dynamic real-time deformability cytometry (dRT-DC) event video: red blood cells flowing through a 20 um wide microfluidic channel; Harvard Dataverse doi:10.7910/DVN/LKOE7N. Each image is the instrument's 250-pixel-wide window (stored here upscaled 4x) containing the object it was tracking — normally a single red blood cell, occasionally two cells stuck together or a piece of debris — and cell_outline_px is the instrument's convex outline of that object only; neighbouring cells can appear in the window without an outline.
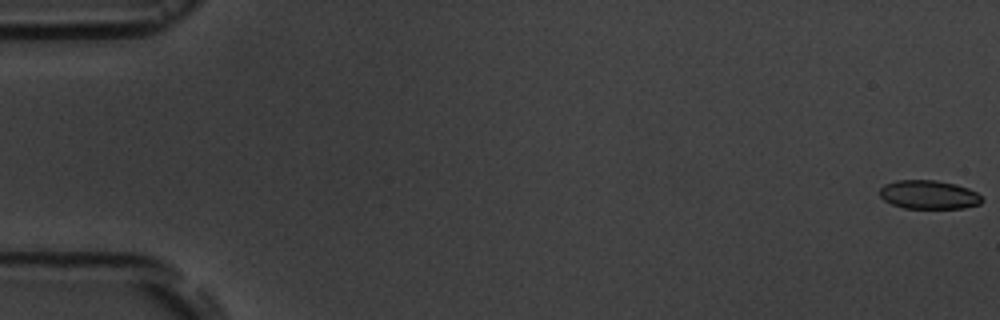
{"species": "common noctule bat (a hibernating species)", "species_latin": "Nyctalus noctula", "temperature_condition": "room temperature", "stored_images_in_passage": 57, "camera_frame_rate_fps": 3000, "um_per_image_px": 0.085, "animal": {"sex": "male", "body_mass_g": 19.5, "forearm_length_mm": 54.6}, "frame": {"image": 1, "passage_image": 1, "time_ms": 0.0, "image_size_px": [1000, 320], "cell_outline_px": [[984, 200], [980, 204], [964, 208], [904, 208], [892, 204], [884, 200], [880, 196], [880, 188], [884, 184], [896, 180], [936, 180], [956, 184], [968, 188], [976, 192]], "centroid_in_image_um": [78.95, 16.54], "position_along_channel_um": 6.1, "area_um2": 17.17}}
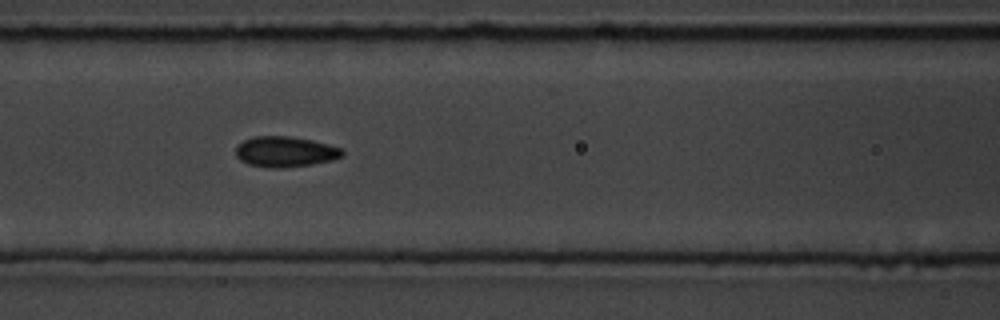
{"frame": {"image": 2, "passage_image": 25, "time_ms": 8.0, "image_size_px": [1000, 320], "cell_outline_px": [[344, 156], [332, 160], [312, 164], [280, 168], [268, 168], [248, 164], [240, 160], [236, 156], [236, 144], [252, 136], [288, 136], [312, 140], [344, 148]], "centroid_in_image_um": [24.24, 12.89], "position_along_channel_um": 142.4, "area_um2": 19.19}}
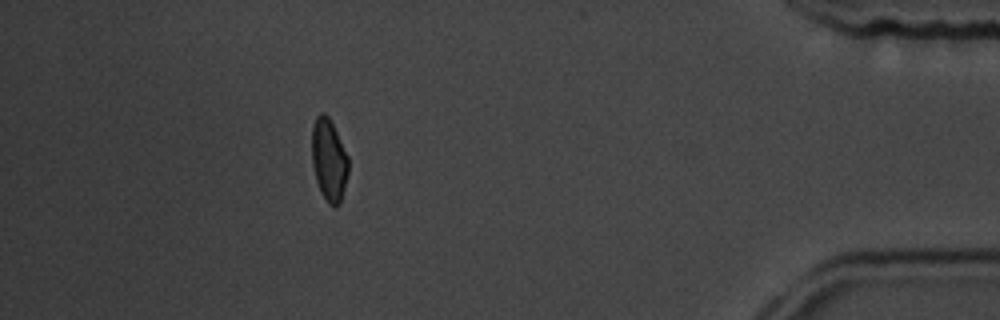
{"frame": {"image": 3, "passage_image": 51, "time_ms": 16.667, "image_size_px": [1000, 320], "cell_outline_px": [[348, 172], [340, 204], [336, 208], [328, 204], [320, 192], [316, 180], [312, 164], [312, 128], [316, 116], [320, 112], [324, 112], [328, 116], [348, 156]], "centroid_in_image_um": [27.95, 13.62], "position_along_channel_um": 407.3, "area_um2": 17.51}, "authors_computed_cell_mechanics": {"area_um2": 18.207, "velocity_mm_per_s": 3.6561, "shape_relaxation_time_tau1_ms": 4.1512, "shape_relaxation_time_tau2_ms": 1.8384, "deformation_change_tau1": 0.1102, "deformation_change_tau2": 0.0523}}